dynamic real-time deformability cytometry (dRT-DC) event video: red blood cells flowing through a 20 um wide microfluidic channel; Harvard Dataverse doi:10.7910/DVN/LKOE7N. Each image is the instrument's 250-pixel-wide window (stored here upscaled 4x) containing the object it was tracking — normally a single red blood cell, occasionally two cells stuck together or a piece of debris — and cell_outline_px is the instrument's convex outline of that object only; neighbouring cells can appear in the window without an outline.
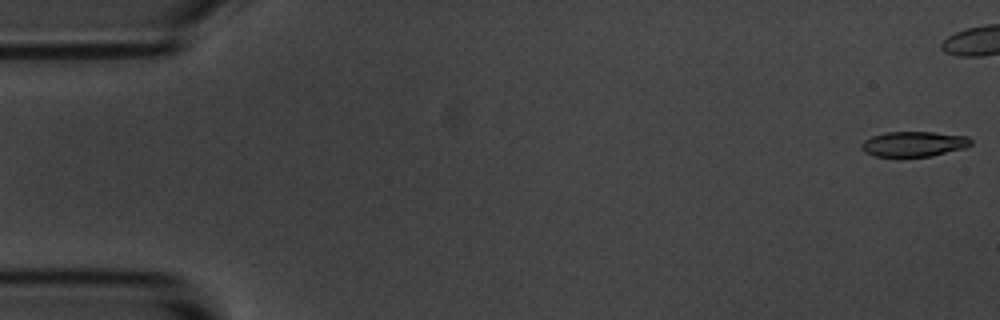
{"species": "common noctule bat (a hibernating species)", "species_latin": "Nyctalus noctula", "temperature_condition": "room temperature", "stored_images_in_passage": 43, "camera_frame_rate_fps": 3000, "um_per_image_px": 0.085, "animal": {"sex": "male", "body_mass_g": 20.1, "forearm_length_mm": 53.5}, "frame": {"image": 1, "passage_image": 1, "time_ms": 0.0, "image_size_px": [1000, 320], "cell_outline_px": [[972, 144], [964, 148], [932, 156], [876, 156], [864, 152], [860, 148], [860, 144], [864, 140], [872, 136], [884, 132], [932, 132], [968, 136], [972, 140]], "centroid_in_image_um": [77.66, 12.23], "position_along_channel_um": 7.3, "area_um2": 16.07}}
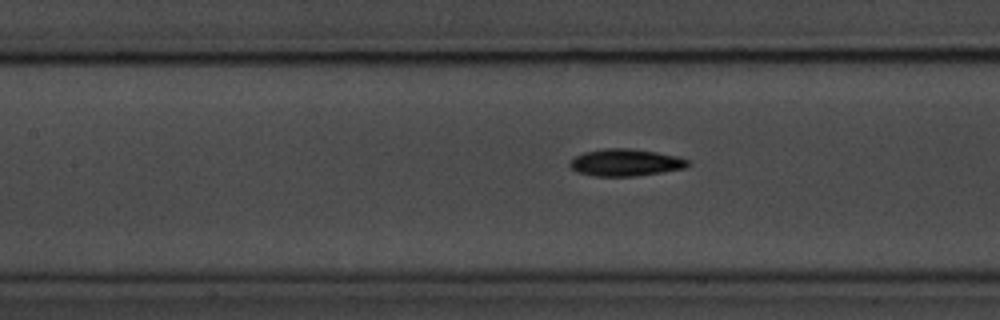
{"frame": {"image": 2, "passage_image": 24, "time_ms": 7.667, "image_size_px": [1000, 320], "cell_outline_px": [[688, 164], [684, 168], [660, 172], [632, 176], [596, 176], [576, 172], [568, 164], [576, 156], [584, 152], [604, 148], [632, 148], [656, 152], [676, 156], [688, 160]], "centroid_in_image_um": [53.13, 13.8], "position_along_channel_um": 154.3, "area_um2": 18.38}}
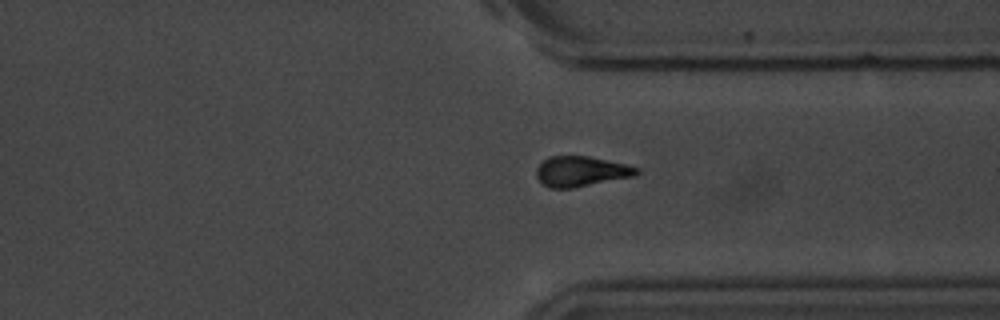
{"frame": {"image": 3, "passage_image": 41, "time_ms": 13.333, "image_size_px": [1000, 320], "cell_outline_px": [[640, 172], [636, 176], [572, 188], [548, 188], [536, 176], [536, 168], [548, 156], [588, 156], [628, 164], [640, 168]], "centroid_in_image_um": [49.43, 14.56], "position_along_channel_um": 362.0, "area_um2": 17.8}}